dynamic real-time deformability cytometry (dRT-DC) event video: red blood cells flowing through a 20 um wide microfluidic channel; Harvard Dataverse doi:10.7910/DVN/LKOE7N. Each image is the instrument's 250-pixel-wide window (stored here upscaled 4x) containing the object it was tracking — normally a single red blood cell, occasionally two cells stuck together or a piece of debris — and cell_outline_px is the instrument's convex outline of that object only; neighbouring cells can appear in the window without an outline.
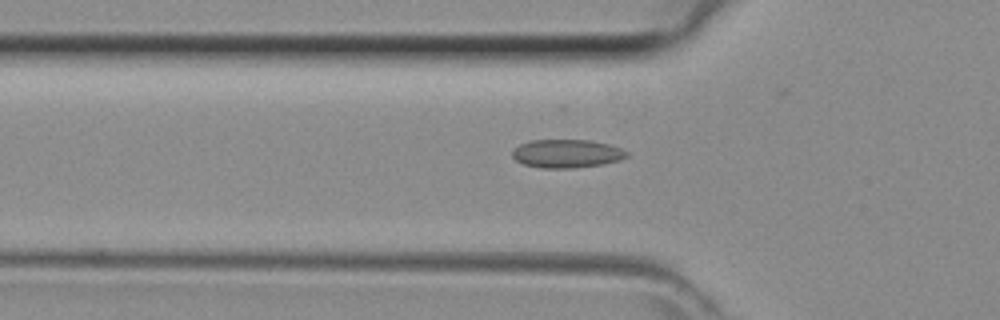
{"species": "common noctule bat (a hibernating species)", "species_latin": "Nyctalus noctula", "temperature_condition": "room temperature", "stored_images_in_passage": 22, "camera_frame_rate_fps": 3000, "um_per_image_px": 0.085, "animal": {"sex": "female", "body_mass_g": 29.2, "forearm_length_mm": 56.3}, "frame": {"image": 1, "passage_image": 10, "time_ms": 3.0, "image_size_px": [1000, 320], "cell_outline_px": [[628, 156], [620, 160], [604, 164], [576, 168], [540, 168], [524, 164], [516, 160], [512, 156], [512, 152], [520, 144], [532, 140], [588, 140], [608, 144], [620, 148], [628, 152]], "centroid_in_image_um": [48.19, 13.06], "position_along_channel_um": 77.6, "area_um2": 18.9}}
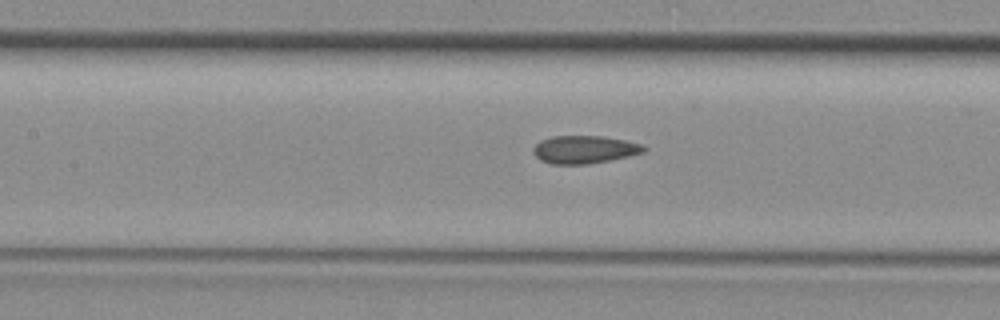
{"frame": {"image": 2, "passage_image": 15, "time_ms": 4.667, "image_size_px": [1000, 320], "cell_outline_px": [[648, 148], [644, 152], [628, 156], [588, 164], [552, 164], [540, 160], [532, 152], [532, 148], [540, 140], [552, 136], [600, 136], [624, 140], [644, 144]], "centroid_in_image_um": [49.66, 12.7], "position_along_channel_um": 157.7, "area_um2": 17.98}}
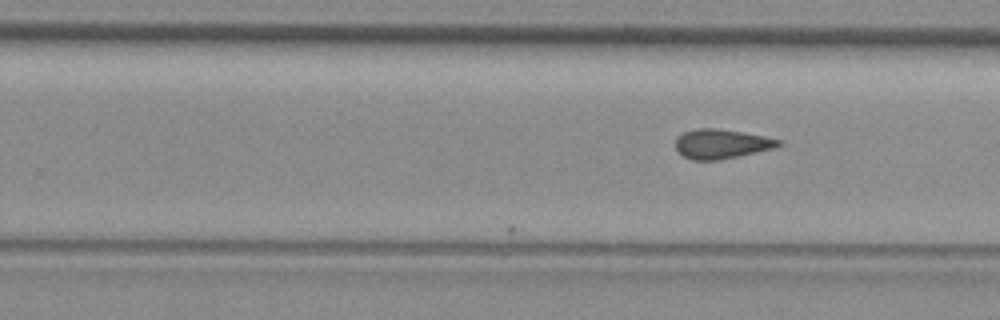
{"frame": {"image": 3, "passage_image": 22, "time_ms": 7.0, "image_size_px": [1000, 320], "cell_outline_px": [[780, 144], [772, 148], [720, 160], [692, 160], [684, 156], [676, 148], [676, 140], [684, 132], [696, 128], [716, 128], [764, 136], [780, 140]], "centroid_in_image_um": [61.28, 12.23], "position_along_channel_um": 268.5, "area_um2": 17.22}}